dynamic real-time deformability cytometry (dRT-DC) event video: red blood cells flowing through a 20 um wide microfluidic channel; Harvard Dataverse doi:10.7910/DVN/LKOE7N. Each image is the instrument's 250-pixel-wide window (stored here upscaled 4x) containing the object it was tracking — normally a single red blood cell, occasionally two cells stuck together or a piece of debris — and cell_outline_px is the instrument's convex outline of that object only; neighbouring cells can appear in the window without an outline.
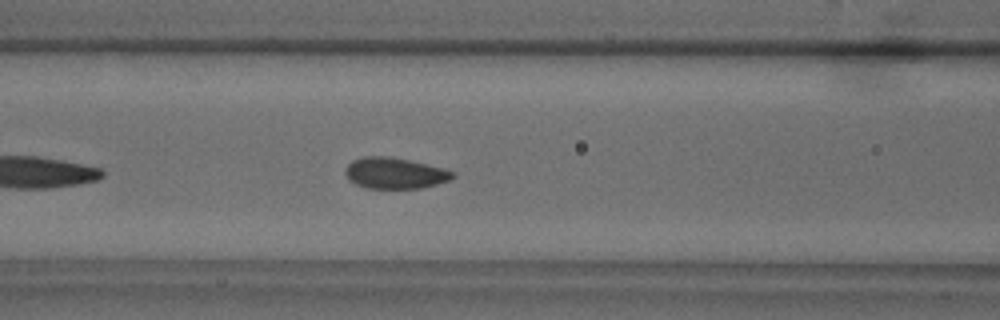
{"species": "common noctule bat (a hibernating species)", "species_latin": "Nyctalus noctula", "temperature_condition": "warm", "stored_images_in_passage": 30, "camera_frame_rate_fps": 3000, "um_per_image_px": 0.085, "animal": {"sex": "male", "body_mass_g": 18.8}, "frame": {"image": 1, "passage_image": 9, "time_ms": 2.667, "image_size_px": [1000, 320], "cell_outline_px": [[456, 176], [448, 180], [436, 184], [420, 188], [364, 188], [348, 180], [344, 172], [344, 168], [352, 160], [364, 156], [388, 156], [428, 164], [444, 168], [456, 172]], "centroid_in_image_um": [33.53, 14.71], "position_along_channel_um": 133.1, "area_um2": 19.59}}
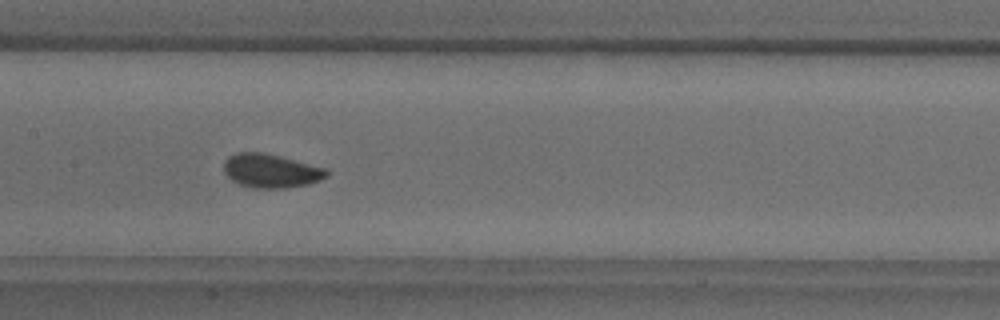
{"frame": {"image": 2, "passage_image": 13, "time_ms": 4.0, "image_size_px": [1000, 320], "cell_outline_px": [[328, 176], [320, 180], [308, 184], [284, 188], [252, 188], [240, 184], [232, 180], [224, 172], [224, 160], [228, 156], [236, 152], [264, 152], [280, 156], [324, 168], [328, 172]], "centroid_in_image_um": [22.99, 14.51], "position_along_channel_um": 184.4, "area_um2": 20.17}, "authors_computed_cell_mechanics": {"area_um2": 19.941, "velocity_mm_per_s": 3.8502, "shape_relaxation_time_tau1_ms": 3.2223, "shape_relaxation_time_tau2_ms": null, "deformation_change_tau1": 0.0594, "deformation_change_tau2": null}}